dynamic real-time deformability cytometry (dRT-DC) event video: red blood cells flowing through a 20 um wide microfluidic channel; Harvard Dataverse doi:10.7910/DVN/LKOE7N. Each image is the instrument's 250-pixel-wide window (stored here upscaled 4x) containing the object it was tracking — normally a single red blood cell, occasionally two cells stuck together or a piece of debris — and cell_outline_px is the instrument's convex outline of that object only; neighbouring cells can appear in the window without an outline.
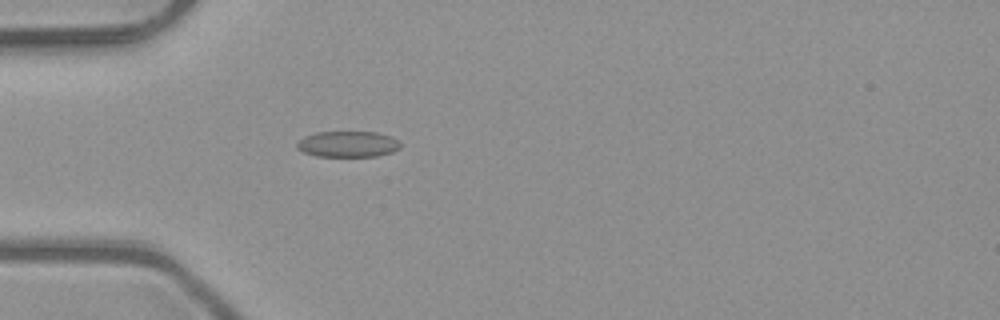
{"species": "common noctule bat (a hibernating species)", "species_latin": "Nyctalus noctula", "temperature_condition": "room temperature", "stored_images_in_passage": 1, "camera_frame_rate_fps": 3000, "um_per_image_px": 0.085, "animal": {"sex": "male", "body_mass_g": 23.1, "forearm_length_mm": 52.7}, "frame": {"image": 1, "passage_image": 1, "time_ms": 0.0, "image_size_px": [1000, 320], "cell_outline_px": [[400, 148], [392, 152], [376, 156], [316, 156], [304, 152], [296, 148], [296, 144], [304, 136], [316, 132], [376, 132], [392, 136], [400, 140]], "centroid_in_image_um": [29.59, 12.24], "position_along_channel_um": 55.4, "area_um2": 15.72}}